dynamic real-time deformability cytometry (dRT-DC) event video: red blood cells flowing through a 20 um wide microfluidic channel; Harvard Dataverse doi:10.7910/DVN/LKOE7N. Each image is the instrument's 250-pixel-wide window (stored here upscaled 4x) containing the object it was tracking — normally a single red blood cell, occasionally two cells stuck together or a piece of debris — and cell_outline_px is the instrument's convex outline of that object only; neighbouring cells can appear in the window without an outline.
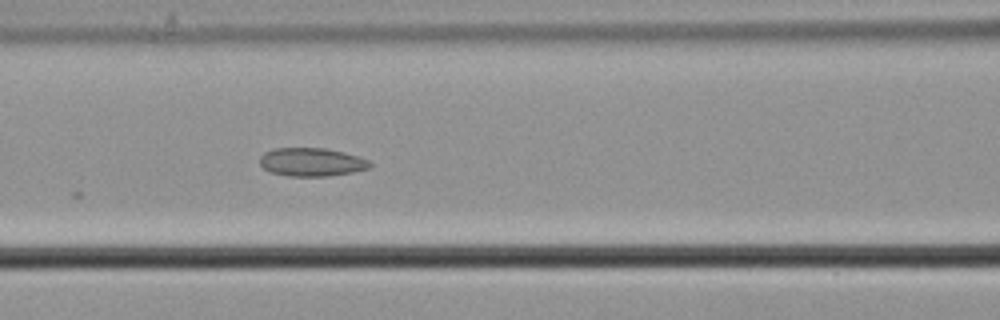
{"species": "common noctule bat (a hibernating species)", "species_latin": "Nyctalus noctula", "temperature_condition": "cold", "stored_images_in_passage": 5, "camera_frame_rate_fps": 3000, "um_per_image_px": 0.085, "animal": {"sex": "male", "body_mass_g": 21.5, "forearm_length_mm": 52.0}, "frame": {"image": 1, "passage_image": 5, "time_ms": 1.333, "image_size_px": [1000, 320], "cell_outline_px": [[372, 164], [368, 168], [352, 172], [328, 176], [288, 176], [268, 172], [260, 164], [260, 156], [264, 152], [272, 148], [324, 148], [344, 152], [368, 160]], "centroid_in_image_um": [26.43, 13.77], "position_along_channel_um": 140.2, "area_um2": 18.21}}